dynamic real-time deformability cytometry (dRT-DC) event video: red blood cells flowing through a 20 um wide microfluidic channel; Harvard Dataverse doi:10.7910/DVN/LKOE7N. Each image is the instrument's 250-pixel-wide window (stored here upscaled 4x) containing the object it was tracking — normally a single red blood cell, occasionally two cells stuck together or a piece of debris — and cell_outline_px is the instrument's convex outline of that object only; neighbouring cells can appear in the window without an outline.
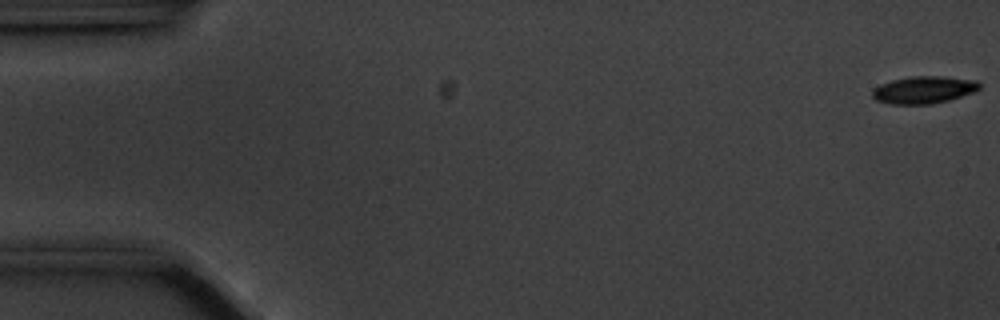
{"species": "common noctule bat (a hibernating species)", "species_latin": "Nyctalus noctula", "temperature_condition": "cold", "stored_images_in_passage": 57, "camera_frame_rate_fps": 3000, "um_per_image_px": 0.085, "animal": {"sex": "male", "body_mass_g": 20.1, "forearm_length_mm": 53.5}, "frame": {"image": 1, "passage_image": 1, "time_ms": 0.0, "image_size_px": [1000, 320], "cell_outline_px": [[980, 88], [976, 92], [948, 100], [932, 104], [892, 104], [876, 100], [872, 96], [872, 88], [880, 84], [892, 80], [912, 76], [940, 76], [976, 80], [980, 84]], "centroid_in_image_um": [78.52, 7.63], "position_along_channel_um": 6.5, "area_um2": 17.11}}
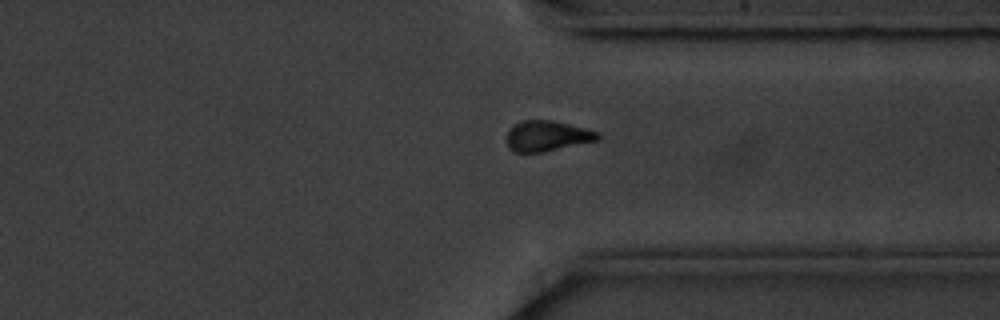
{"frame": {"image": 2, "passage_image": 43, "time_ms": 14.0, "image_size_px": [1000, 320], "cell_outline_px": [[600, 140], [544, 152], [512, 152], [508, 148], [508, 132], [512, 124], [524, 120], [552, 120], [600, 132]], "centroid_in_image_um": [46.52, 11.56], "position_along_channel_um": 364.9, "area_um2": 16.3}}
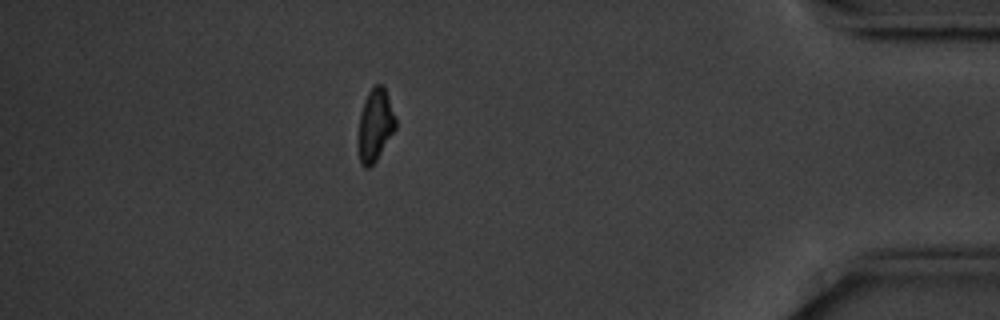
{"frame": {"image": 3, "passage_image": 50, "time_ms": 16.333, "image_size_px": [1000, 320], "cell_outline_px": [[396, 128], [376, 160], [368, 168], [364, 168], [360, 164], [356, 144], [356, 140], [360, 112], [364, 100], [372, 84], [384, 84], [396, 116]], "centroid_in_image_um": [31.86, 10.61], "position_along_channel_um": 403.3, "area_um2": 16.42}, "authors_computed_cell_mechanics": {"area_um2": 17.1088, "velocity_mm_per_s": 3.5445, "shape_relaxation_time_tau1_ms": 2.1879, "shape_relaxation_time_tau2_ms": null, "deformation_change_tau1": 0.1056, "deformation_change_tau2": null}}